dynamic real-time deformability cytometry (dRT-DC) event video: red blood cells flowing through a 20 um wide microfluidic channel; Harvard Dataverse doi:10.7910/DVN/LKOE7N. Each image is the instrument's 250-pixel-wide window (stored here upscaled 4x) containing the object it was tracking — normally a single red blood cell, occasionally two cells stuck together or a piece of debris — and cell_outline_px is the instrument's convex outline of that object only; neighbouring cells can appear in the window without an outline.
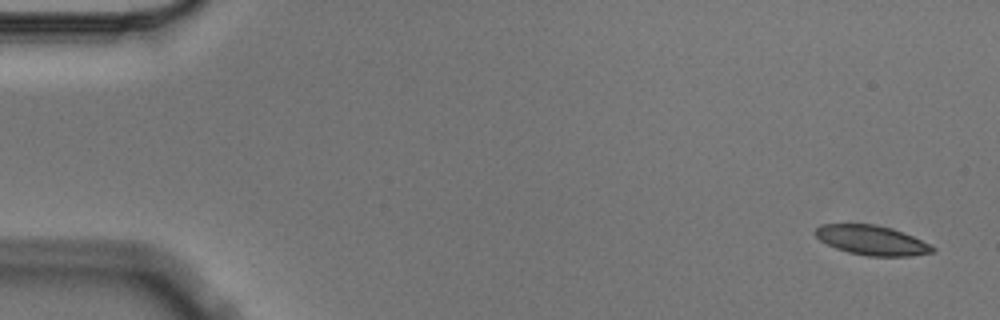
{"species": "Egyptian fruit bat (a non-hibernating species)", "species_latin": "Rousettus aegyptiacus", "temperature_condition": "cold", "stored_images_in_passage": 5, "camera_frame_rate_fps": 3000, "um_per_image_px": 0.085, "animal": {"sex": "male"}, "frame": {"image": 1, "passage_image": 1, "time_ms": 0.0, "image_size_px": [1000, 320], "cell_outline_px": [[936, 248], [932, 252], [908, 256], [868, 256], [848, 252], [836, 248], [820, 240], [816, 236], [816, 228], [820, 224], [876, 224], [892, 228], [912, 236]], "centroid_in_image_um": [74.08, 20.41], "position_along_channel_um": 10.9, "area_um2": 19.94}}
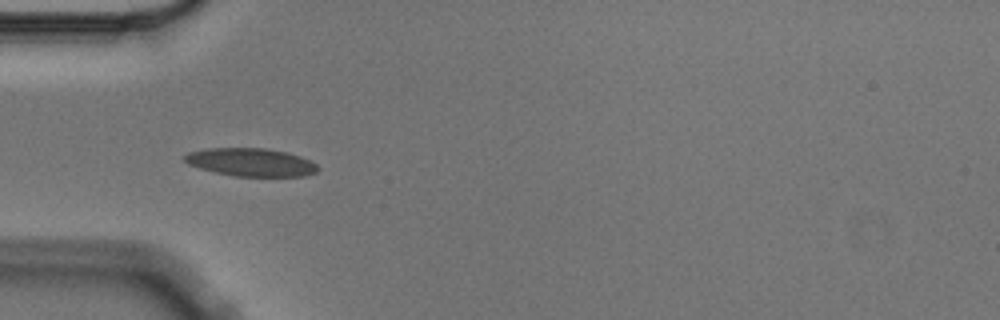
{"frame": {"image": 2, "passage_image": 5, "time_ms": 1.333, "image_size_px": [1000, 320], "cell_outline_px": [[320, 168], [316, 172], [304, 176], [236, 176], [216, 172], [200, 168], [188, 164], [184, 160], [184, 156], [188, 152], [208, 148], [264, 148], [288, 152], [300, 156], [316, 164]], "centroid_in_image_um": [21.33, 13.78], "position_along_channel_um": 63.7, "area_um2": 21.68}}